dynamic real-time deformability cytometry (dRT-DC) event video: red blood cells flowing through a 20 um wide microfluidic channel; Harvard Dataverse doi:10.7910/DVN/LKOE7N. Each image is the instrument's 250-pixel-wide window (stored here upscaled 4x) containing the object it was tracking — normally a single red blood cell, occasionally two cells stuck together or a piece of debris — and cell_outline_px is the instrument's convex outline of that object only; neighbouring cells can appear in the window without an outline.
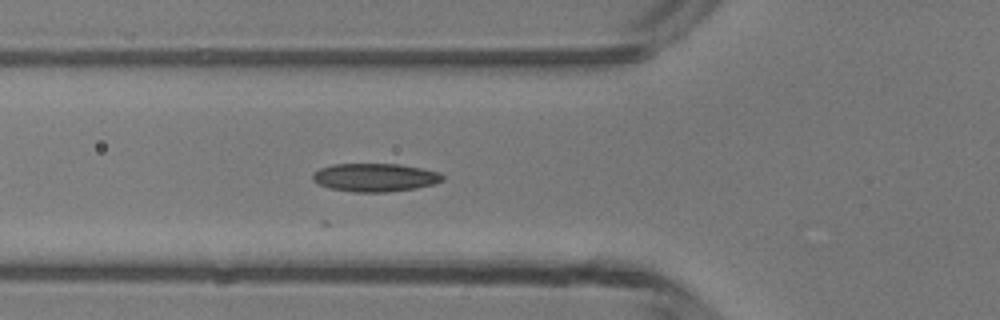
{"species": "common noctule bat (a hibernating species)", "species_latin": "Nyctalus noctula", "temperature_condition": "room temperature", "stored_images_in_passage": 15, "camera_frame_rate_fps": 3000, "um_per_image_px": 0.085, "animal": {"sex": "male", "body_mass_g": 13.3}, "frame": {"image": 1, "passage_image": 3, "time_ms": 0.667, "image_size_px": [1000, 320], "cell_outline_px": [[444, 180], [436, 184], [416, 188], [388, 192], [352, 192], [328, 188], [312, 180], [312, 172], [320, 168], [332, 164], [400, 164], [440, 172], [444, 176]], "centroid_in_image_um": [31.88, 15.09], "position_along_channel_um": 93.9, "area_um2": 21.62}}
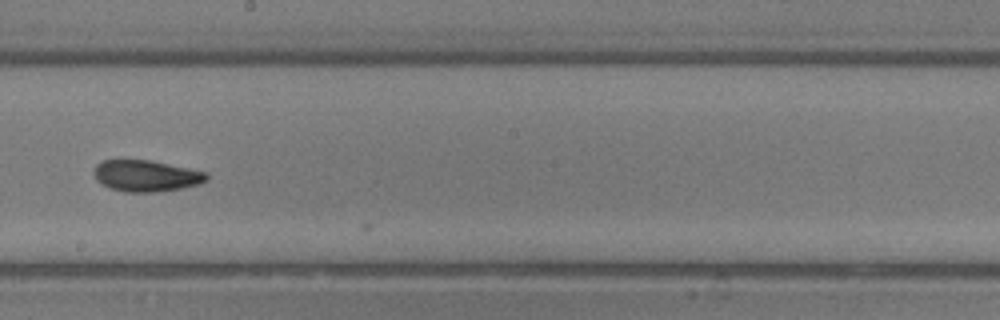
{"frame": {"image": 2, "passage_image": 13, "time_ms": 4.0, "image_size_px": [1000, 320], "cell_outline_px": [[208, 180], [200, 184], [180, 188], [156, 192], [124, 192], [108, 188], [100, 184], [96, 180], [92, 172], [96, 164], [104, 160], [148, 160], [208, 172]], "centroid_in_image_um": [12.39, 14.95], "position_along_channel_um": 235.8, "area_um2": 20.75}}